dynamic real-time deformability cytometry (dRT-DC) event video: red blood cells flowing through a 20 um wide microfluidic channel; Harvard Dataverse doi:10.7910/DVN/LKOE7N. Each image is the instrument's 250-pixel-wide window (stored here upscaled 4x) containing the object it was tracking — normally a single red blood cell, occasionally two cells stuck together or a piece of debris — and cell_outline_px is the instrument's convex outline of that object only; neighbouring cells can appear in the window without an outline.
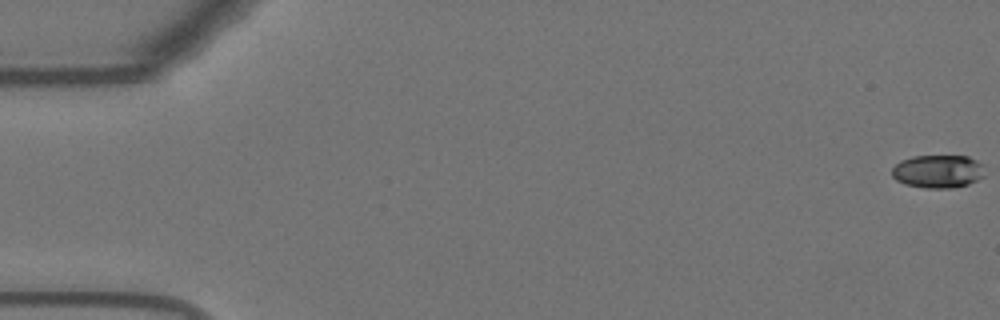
{"species": "Egyptian fruit bat (a non-hibernating species)", "species_latin": "Rousettus aegyptiacus", "temperature_condition": "warm", "stored_images_in_passage": 56, "camera_frame_rate_fps": 3000, "um_per_image_px": 0.085, "animal": {"sex": "female"}, "frame": {"image": 1, "passage_image": 1, "time_ms": 0.0, "image_size_px": [1000, 320], "cell_outline_px": [[984, 176], [968, 184], [952, 188], [924, 188], [904, 184], [896, 180], [892, 176], [892, 168], [900, 160], [912, 156], [968, 156], [984, 164]], "centroid_in_image_um": [79.72, 14.56], "position_along_channel_um": 5.3, "area_um2": 18.09}}
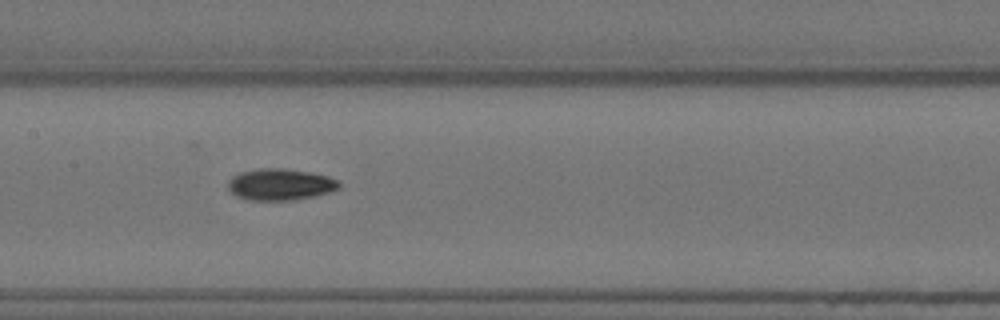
{"frame": {"image": 2, "passage_image": 28, "time_ms": 9.0, "image_size_px": [1000, 320], "cell_outline_px": [[340, 188], [316, 196], [296, 200], [248, 200], [236, 196], [228, 188], [228, 180], [232, 176], [240, 172], [260, 168], [284, 168], [308, 172], [328, 176], [340, 180]], "centroid_in_image_um": [23.83, 15.68], "position_along_channel_um": 183.6, "area_um2": 20.58}}
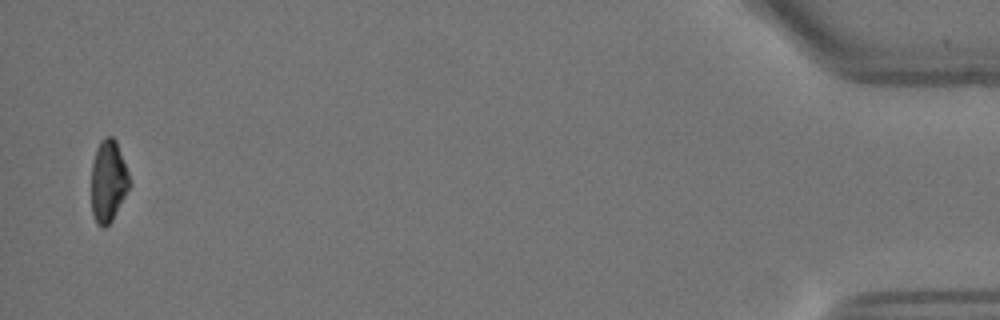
{"frame": {"image": 3, "passage_image": 55, "time_ms": 18.0, "image_size_px": [1000, 320], "cell_outline_px": [[132, 184], [112, 220], [104, 228], [96, 224], [92, 212], [92, 164], [96, 148], [100, 140], [104, 136], [112, 136], [116, 140], [128, 172]], "centroid_in_image_um": [9.21, 15.38], "position_along_channel_um": 426.0, "area_um2": 18.32}, "authors_computed_cell_mechanics": {"area_um2": 19.5364, "velocity_mm_per_s": 3.6818, "shape_relaxation_time_tau1_ms": 4.2351, "shape_relaxation_time_tau2_ms": null, "deformation_change_tau1": 0.1444, "deformation_change_tau2": null}}